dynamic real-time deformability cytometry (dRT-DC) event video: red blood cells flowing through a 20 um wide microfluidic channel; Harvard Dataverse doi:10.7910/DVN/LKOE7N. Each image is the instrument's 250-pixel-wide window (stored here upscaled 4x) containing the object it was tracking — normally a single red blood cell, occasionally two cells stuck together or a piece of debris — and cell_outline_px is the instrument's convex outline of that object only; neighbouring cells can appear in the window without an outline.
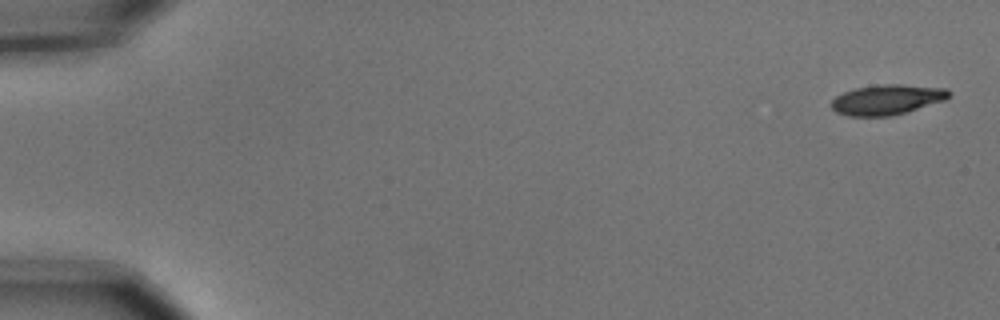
{"species": "common noctule bat (a hibernating species)", "species_latin": "Nyctalus noctula", "temperature_condition": "cold", "stored_images_in_passage": 6, "camera_frame_rate_fps": 3000, "um_per_image_px": 0.085, "animal": {"sex": "male", "body_mass_g": 15.6}, "frame": {"image": 1, "passage_image": 1, "time_ms": 0.0, "image_size_px": [1000, 320], "cell_outline_px": [[952, 92], [944, 100], [892, 116], [848, 116], [836, 112], [832, 108], [832, 100], [836, 96], [844, 92], [856, 88], [884, 84], [900, 84], [948, 88]], "centroid_in_image_um": [75.4, 8.46], "position_along_channel_um": 9.6, "area_um2": 20.46}}
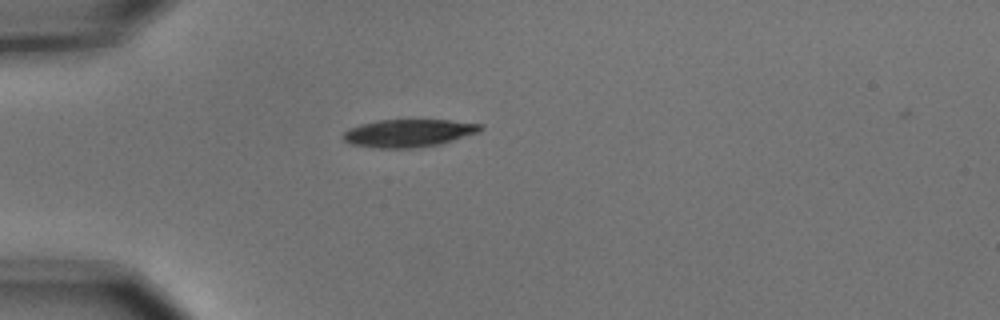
{"frame": {"image": 2, "passage_image": 5, "time_ms": 1.333, "image_size_px": [1000, 320], "cell_outline_px": [[484, 128], [480, 132], [440, 144], [416, 148], [372, 148], [348, 144], [340, 136], [348, 128], [360, 124], [376, 120], [448, 120], [484, 124]], "centroid_in_image_um": [34.7, 11.32], "position_along_channel_um": 50.3, "area_um2": 22.6}}